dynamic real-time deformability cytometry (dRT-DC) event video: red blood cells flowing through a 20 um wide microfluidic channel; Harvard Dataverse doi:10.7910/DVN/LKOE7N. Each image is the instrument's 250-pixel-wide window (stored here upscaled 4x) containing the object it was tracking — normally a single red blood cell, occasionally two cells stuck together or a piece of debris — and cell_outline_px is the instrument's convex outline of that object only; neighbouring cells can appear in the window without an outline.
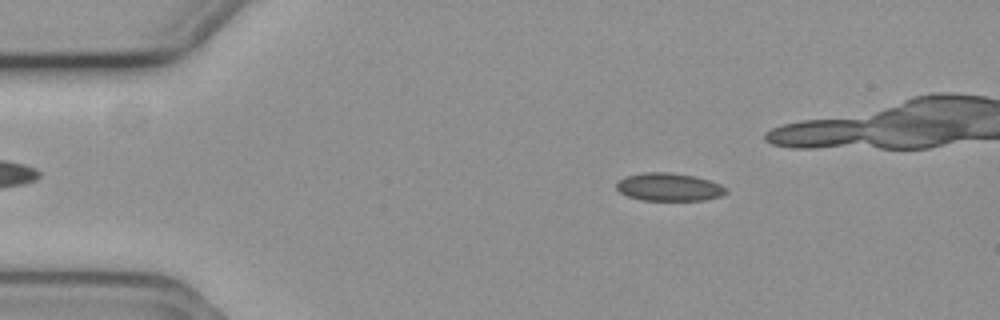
{"species": "common noctule bat (a hibernating species)", "species_latin": "Nyctalus noctula", "temperature_condition": "cold", "stored_images_in_passage": 42, "camera_frame_rate_fps": 3000, "um_per_image_px": 0.085, "animal": {"sex": "female", "body_mass_g": 19.3, "forearm_length_mm": 54.1}, "frame": {"image": 1, "passage_image": 7, "time_ms": 2.0, "image_size_px": [1000, 320], "cell_outline_px": [[728, 192], [720, 196], [704, 200], [644, 200], [628, 196], [620, 192], [616, 188], [616, 184], [624, 176], [644, 172], [668, 172], [696, 176], [720, 184]], "centroid_in_image_um": [56.84, 15.89], "position_along_channel_um": 28.2, "area_um2": 17.74}}
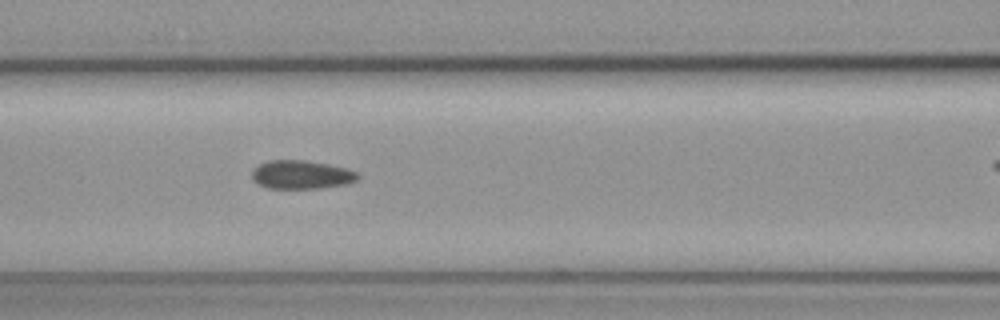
{"frame": {"image": 2, "passage_image": 21, "time_ms": 6.667, "image_size_px": [1000, 320], "cell_outline_px": [[360, 176], [356, 180], [344, 184], [320, 188], [268, 188], [256, 184], [252, 180], [252, 168], [268, 160], [304, 160], [328, 164], [348, 168], [356, 172]], "centroid_in_image_um": [25.57, 14.84], "position_along_channel_um": 141.0, "area_um2": 17.69}}
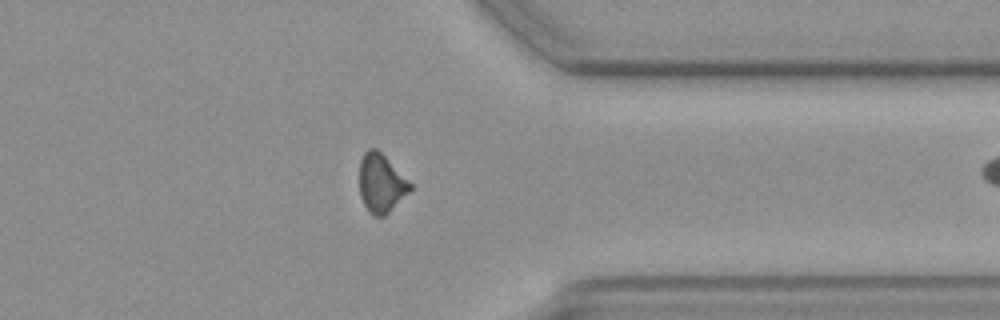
{"frame": {"image": 3, "passage_image": 41, "time_ms": 13.333, "image_size_px": [1000, 320], "cell_outline_px": [[412, 188], [384, 216], [372, 216], [368, 212], [360, 196], [360, 160], [364, 152], [368, 148], [376, 148], [412, 184]], "centroid_in_image_um": [32.36, 15.58], "position_along_channel_um": 379.0, "area_um2": 16.99}}